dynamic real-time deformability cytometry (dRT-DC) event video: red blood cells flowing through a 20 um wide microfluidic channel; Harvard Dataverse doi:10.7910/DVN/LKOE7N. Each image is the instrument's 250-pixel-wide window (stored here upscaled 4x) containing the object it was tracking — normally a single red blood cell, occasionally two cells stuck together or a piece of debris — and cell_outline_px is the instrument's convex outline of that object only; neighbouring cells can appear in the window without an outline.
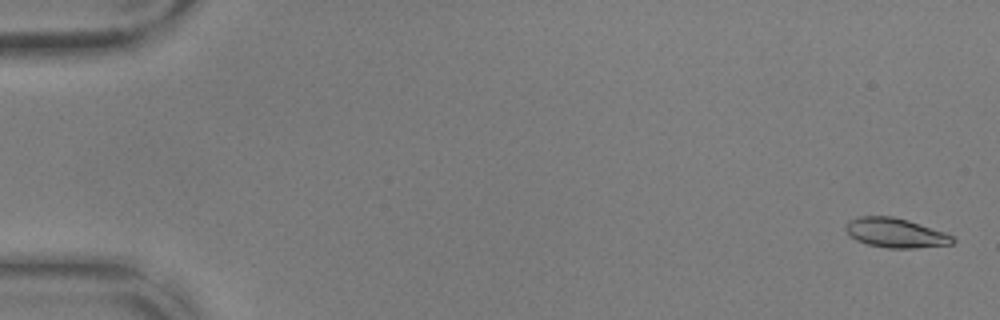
{"species": "common noctule bat (a hibernating species)", "species_latin": "Nyctalus noctula", "temperature_condition": "warm", "stored_images_in_passage": 56, "camera_frame_rate_fps": 3000, "um_per_image_px": 0.085, "animal": {"sex": "male", "body_mass_g": 17.9, "forearm_length_mm": 54.2}, "frame": {"image": 1, "passage_image": 2, "time_ms": 0.333, "image_size_px": [1000, 320], "cell_outline_px": [[956, 240], [952, 244], [916, 248], [888, 248], [868, 244], [856, 240], [848, 236], [844, 228], [848, 220], [856, 216], [892, 216], [908, 220], [944, 232], [952, 236]], "centroid_in_image_um": [76.07, 19.79], "position_along_channel_um": 8.9, "area_um2": 18.5}}
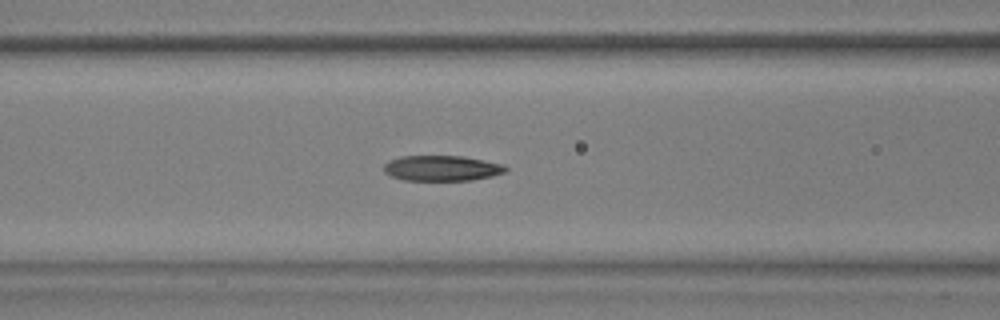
{"frame": {"image": 2, "passage_image": 24, "time_ms": 7.667, "image_size_px": [1000, 320], "cell_outline_px": [[508, 168], [504, 172], [492, 176], [472, 180], [404, 180], [392, 176], [384, 172], [384, 164], [388, 160], [400, 156], [464, 156], [504, 164]], "centroid_in_image_um": [37.55, 14.29], "position_along_channel_um": 129.0, "area_um2": 18.09}}
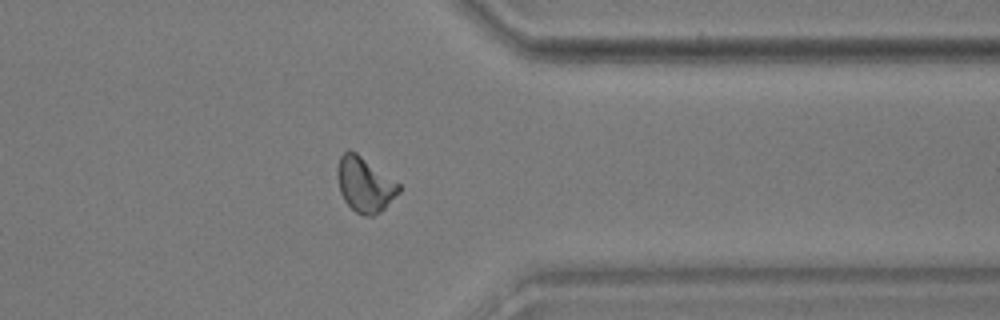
{"frame": {"image": 3, "passage_image": 45, "time_ms": 14.667, "image_size_px": [1000, 320], "cell_outline_px": [[400, 192], [380, 212], [372, 216], [364, 216], [356, 212], [344, 200], [340, 192], [336, 176], [336, 168], [340, 156], [348, 148], [356, 152], [400, 184]], "centroid_in_image_um": [30.97, 15.67], "position_along_channel_um": 380.4, "area_um2": 19.71}, "authors_computed_cell_mechanics": {"area_um2": 18.4671, "velocity_mm_per_s": 3.6757, "shape_relaxation_time_tau1_ms": 6.5173, "shape_relaxation_time_tau2_ms": 2.8584, "deformation_change_tau1": 0.2008, "deformation_change_tau2": 0.0999}}